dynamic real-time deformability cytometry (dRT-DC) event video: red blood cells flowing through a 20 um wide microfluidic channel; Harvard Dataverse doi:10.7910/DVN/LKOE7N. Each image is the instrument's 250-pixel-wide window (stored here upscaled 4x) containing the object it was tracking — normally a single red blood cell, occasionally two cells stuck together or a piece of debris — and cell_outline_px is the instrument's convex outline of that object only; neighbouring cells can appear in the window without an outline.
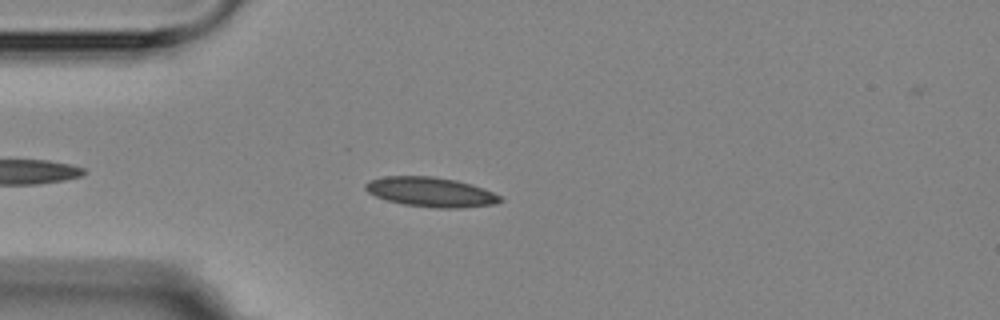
{"species": "Egyptian fruit bat (a non-hibernating species)", "species_latin": "Rousettus aegyptiacus", "temperature_condition": "room temperature", "stored_images_in_passage": 6, "camera_frame_rate_fps": 3000, "um_per_image_px": 0.085, "animal": {"sex": "female"}, "frame": {"image": 1, "passage_image": 5, "time_ms": 4.667, "image_size_px": [1000, 320], "cell_outline_px": [[504, 200], [496, 204], [460, 208], [436, 208], [404, 204], [388, 200], [376, 196], [368, 192], [364, 188], [364, 184], [368, 180], [384, 176], [432, 176], [456, 180], [472, 184], [484, 188], [500, 196]], "centroid_in_image_um": [36.63, 16.31], "position_along_channel_um": 48.4, "area_um2": 23.35}}